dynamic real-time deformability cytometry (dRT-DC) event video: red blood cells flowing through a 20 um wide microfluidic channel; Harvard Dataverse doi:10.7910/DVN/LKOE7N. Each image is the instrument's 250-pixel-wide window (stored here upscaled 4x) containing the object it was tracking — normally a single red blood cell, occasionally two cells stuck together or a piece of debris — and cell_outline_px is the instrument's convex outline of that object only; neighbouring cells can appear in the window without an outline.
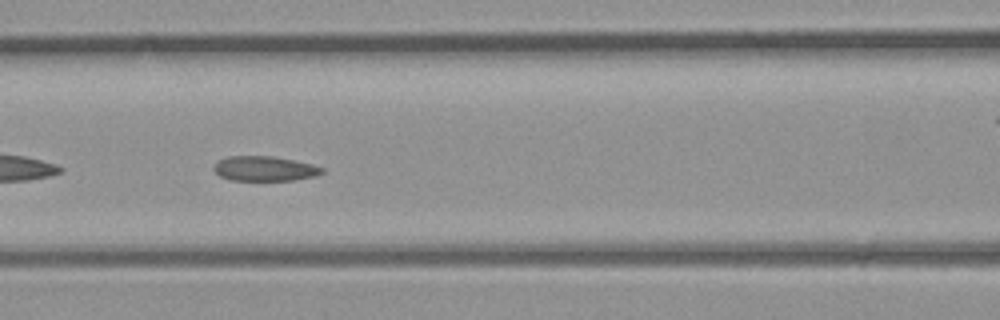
{"species": "common noctule bat (a hibernating species)", "species_latin": "Nyctalus noctula", "temperature_condition": "room temperature", "stored_images_in_passage": 28, "camera_frame_rate_fps": 3000, "um_per_image_px": 0.085, "animal": {"sex": "male", "body_mass_g": 23.1, "forearm_length_mm": 52.7}, "frame": {"image": 1, "passage_image": 5, "time_ms": 1.333, "image_size_px": [1000, 320], "cell_outline_px": [[324, 172], [316, 176], [292, 180], [228, 180], [220, 176], [212, 168], [220, 160], [228, 156], [272, 156], [312, 164], [324, 168]], "centroid_in_image_um": [22.5, 14.33], "position_along_channel_um": 144.1, "area_um2": 15.55}}
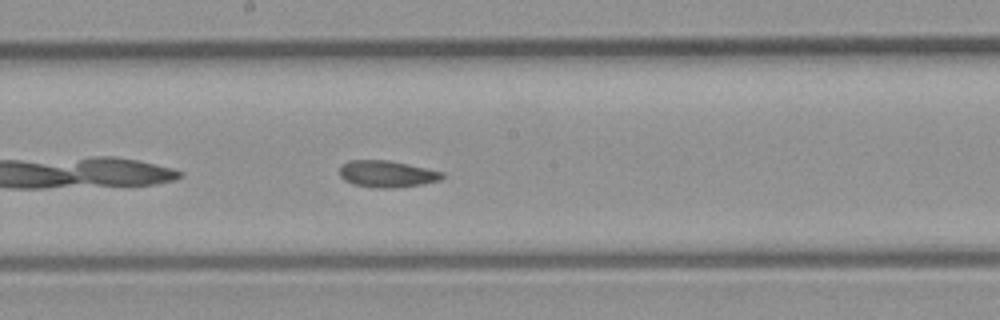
{"frame": {"image": 2, "passage_image": 9, "time_ms": 2.667, "image_size_px": [1000, 320], "cell_outline_px": [[444, 176], [440, 180], [420, 184], [392, 188], [376, 188], [352, 184], [344, 180], [340, 176], [340, 164], [348, 160], [388, 160], [408, 164], [444, 172]], "centroid_in_image_um": [32.85, 14.78], "position_along_channel_um": 215.4, "area_um2": 16.01}}
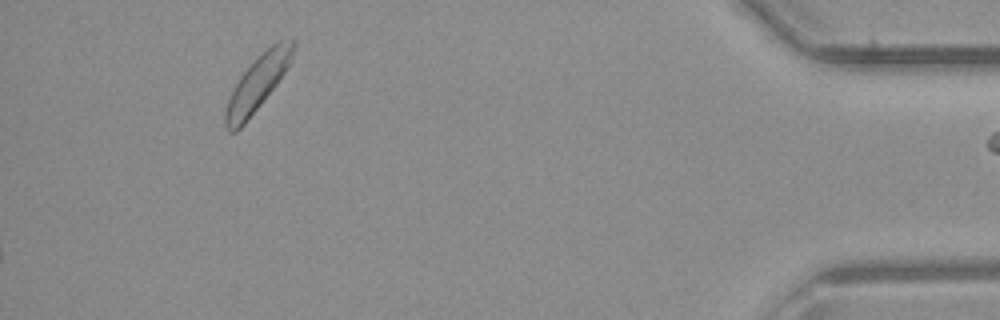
{"frame": {"image": 3, "passage_image": 28, "time_ms": 9.0, "image_size_px": [1000, 320], "cell_outline_px": [[296, 48], [284, 72], [276, 84], [244, 124], [236, 132], [228, 132], [224, 124], [224, 112], [228, 100], [240, 76], [276, 40], [296, 40]], "centroid_in_image_um": [21.87, 7.1], "position_along_channel_um": 413.3, "area_um2": 20.92}}